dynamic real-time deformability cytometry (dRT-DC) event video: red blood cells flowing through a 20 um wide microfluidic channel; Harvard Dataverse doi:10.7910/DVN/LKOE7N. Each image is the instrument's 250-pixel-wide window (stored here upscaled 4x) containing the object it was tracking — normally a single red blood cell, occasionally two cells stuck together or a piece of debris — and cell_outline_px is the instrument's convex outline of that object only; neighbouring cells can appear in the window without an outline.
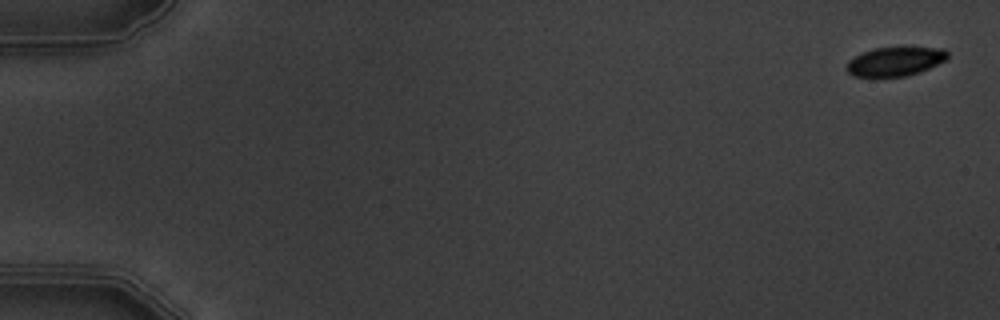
{"species": "common noctule bat (a hibernating species)", "species_latin": "Nyctalus noctula", "temperature_condition": "warm", "stored_images_in_passage": 5, "camera_frame_rate_fps": 3000, "um_per_image_px": 0.085, "animal": {"sex": "male", "body_mass_g": 19.5, "forearm_length_mm": 54.6}, "frame": {"image": 1, "passage_image": 1, "time_ms": 0.0, "image_size_px": [1000, 320], "cell_outline_px": [[948, 56], [944, 60], [920, 72], [904, 76], [856, 76], [848, 72], [844, 68], [848, 60], [864, 52], [876, 48], [944, 48], [948, 52]], "centroid_in_image_um": [76.06, 5.22], "position_along_channel_um": 8.9, "area_um2": 16.65}}